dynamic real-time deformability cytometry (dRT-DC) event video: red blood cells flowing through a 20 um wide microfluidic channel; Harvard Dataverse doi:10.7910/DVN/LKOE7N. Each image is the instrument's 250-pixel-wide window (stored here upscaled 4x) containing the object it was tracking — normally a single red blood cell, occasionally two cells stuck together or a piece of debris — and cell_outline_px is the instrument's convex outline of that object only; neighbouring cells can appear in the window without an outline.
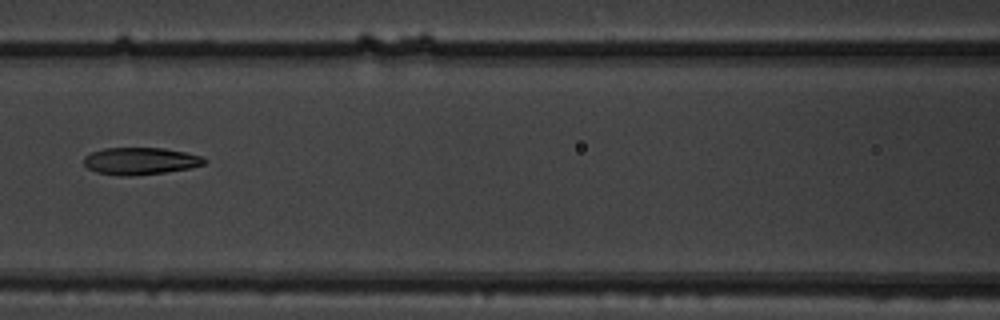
{"species": "common noctule bat (a hibernating species)", "species_latin": "Nyctalus noctula", "temperature_condition": "warm", "stored_images_in_passage": 7, "camera_frame_rate_fps": 3000, "um_per_image_px": 0.085, "animal": {"sex": "male", "body_mass_g": 19.5, "forearm_length_mm": 54.6}, "frame": {"image": 1, "passage_image": 6, "time_ms": 1.667, "image_size_px": [1000, 320], "cell_outline_px": [[208, 160], [204, 164], [192, 168], [164, 172], [128, 176], [120, 176], [96, 172], [88, 168], [84, 164], [84, 156], [92, 152], [104, 148], [164, 148], [184, 152], [200, 156]], "centroid_in_image_um": [11.92, 13.69], "position_along_channel_um": 154.7, "area_um2": 19.02}}
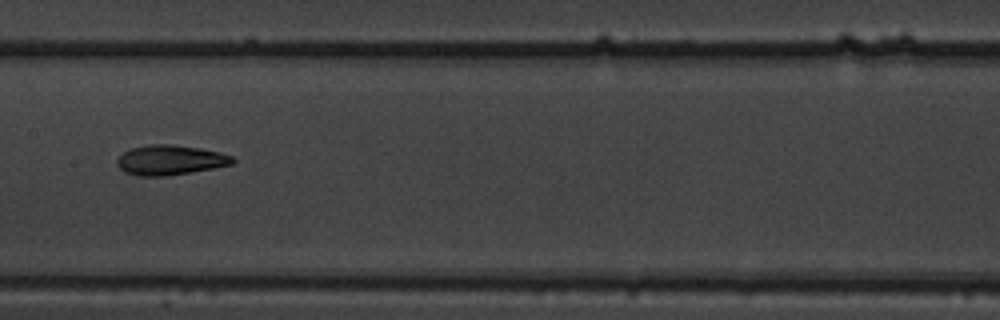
{"frame": {"image": 2, "passage_image": 7, "time_ms": 2.0, "image_size_px": [1000, 320], "cell_outline_px": [[236, 160], [232, 164], [212, 168], [164, 176], [140, 176], [124, 172], [116, 164], [116, 160], [124, 152], [132, 148], [148, 144], [172, 144], [200, 148], [220, 152], [232, 156]], "centroid_in_image_um": [14.45, 13.59], "position_along_channel_um": 193.0, "area_um2": 20.0}}